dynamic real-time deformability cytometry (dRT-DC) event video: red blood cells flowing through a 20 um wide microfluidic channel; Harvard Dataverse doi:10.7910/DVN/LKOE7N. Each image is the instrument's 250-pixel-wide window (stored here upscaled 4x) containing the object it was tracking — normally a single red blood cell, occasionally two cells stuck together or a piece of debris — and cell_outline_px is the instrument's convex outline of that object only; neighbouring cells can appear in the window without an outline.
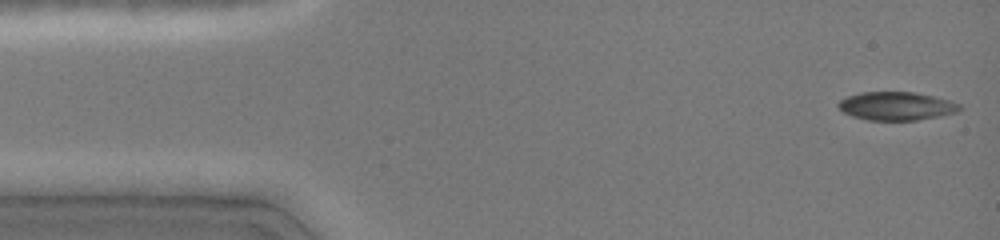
{"species": "common noctule bat (a hibernating species)", "species_latin": "Nyctalus noctula", "temperature_condition": "cold", "stored_images_in_passage": 23, "camera_frame_rate_fps": 3000, "um_per_image_px": 0.085, "animal": {"sex": "female", "body_mass_g": 19.0, "forearm_length_mm": 51.5}, "frame": {"image": 1, "passage_image": 1, "time_ms": 0.0, "image_size_px": [1000, 240], "cell_outline_px": [[960, 112], [940, 116], [916, 120], [868, 120], [852, 116], [844, 112], [836, 104], [840, 100], [848, 96], [860, 92], [912, 92], [932, 96], [948, 100], [960, 104]], "centroid_in_image_um": [76.19, 9.02], "position_along_channel_um": 8.8, "area_um2": 19.94}}
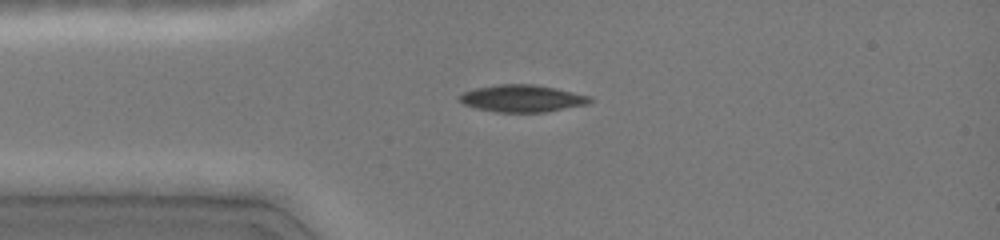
{"frame": {"image": 2, "passage_image": 8, "time_ms": 3.0, "image_size_px": [1000, 240], "cell_outline_px": [[592, 100], [588, 104], [544, 112], [496, 112], [476, 108], [464, 104], [460, 100], [460, 96], [464, 92], [476, 88], [496, 84], [532, 84], [556, 88], [592, 96]], "centroid_in_image_um": [44.41, 8.36], "position_along_channel_um": 40.6, "area_um2": 20.52}}
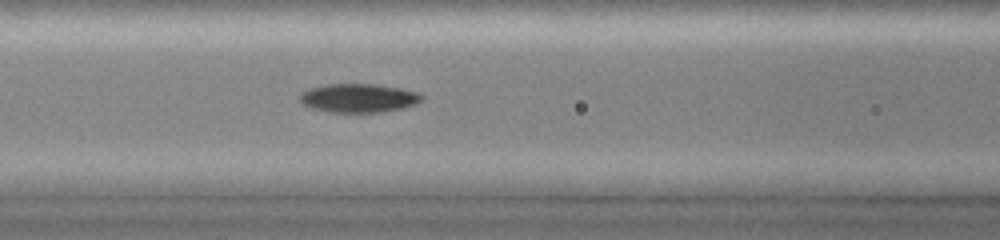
{"frame": {"image": 3, "passage_image": 15, "time_ms": 5.667, "image_size_px": [1000, 240], "cell_outline_px": [[424, 100], [416, 104], [404, 108], [384, 112], [328, 112], [312, 108], [304, 104], [300, 100], [300, 92], [324, 84], [376, 84], [400, 88], [420, 92], [424, 96]], "centroid_in_image_um": [30.54, 8.33], "position_along_channel_um": 136.1, "area_um2": 20.63}}